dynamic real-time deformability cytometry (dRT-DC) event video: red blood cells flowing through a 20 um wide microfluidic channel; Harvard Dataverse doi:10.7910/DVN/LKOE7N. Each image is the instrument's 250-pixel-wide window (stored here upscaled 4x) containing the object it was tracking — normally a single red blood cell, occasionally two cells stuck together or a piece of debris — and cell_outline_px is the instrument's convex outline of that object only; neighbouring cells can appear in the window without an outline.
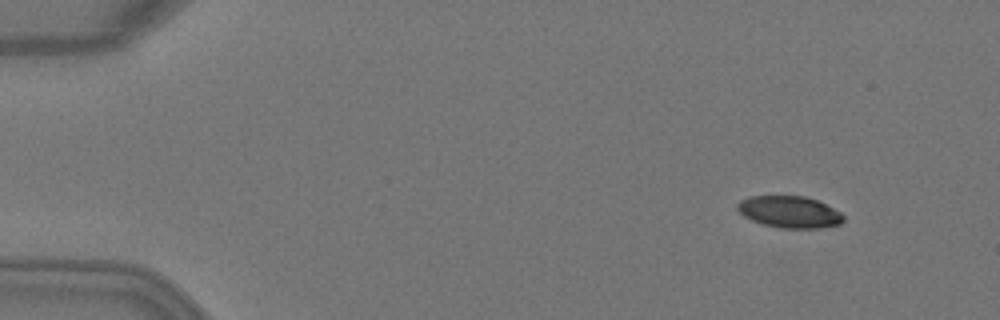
{"species": "Egyptian fruit bat (a non-hibernating species)", "species_latin": "Rousettus aegyptiacus", "temperature_condition": "warm", "stored_images_in_passage": 4, "camera_frame_rate_fps": 3000, "um_per_image_px": 0.085, "animal": {"sex": "female"}, "frame": {"image": 1, "passage_image": 1, "time_ms": 0.0, "image_size_px": [1000, 320], "cell_outline_px": [[844, 220], [840, 224], [820, 228], [780, 228], [764, 224], [752, 220], [744, 216], [736, 208], [736, 204], [740, 200], [748, 196], [804, 196], [816, 200], [840, 212], [844, 216]], "centroid_in_image_um": [67.08, 18.01], "position_along_channel_um": 17.9, "area_um2": 19.54}}